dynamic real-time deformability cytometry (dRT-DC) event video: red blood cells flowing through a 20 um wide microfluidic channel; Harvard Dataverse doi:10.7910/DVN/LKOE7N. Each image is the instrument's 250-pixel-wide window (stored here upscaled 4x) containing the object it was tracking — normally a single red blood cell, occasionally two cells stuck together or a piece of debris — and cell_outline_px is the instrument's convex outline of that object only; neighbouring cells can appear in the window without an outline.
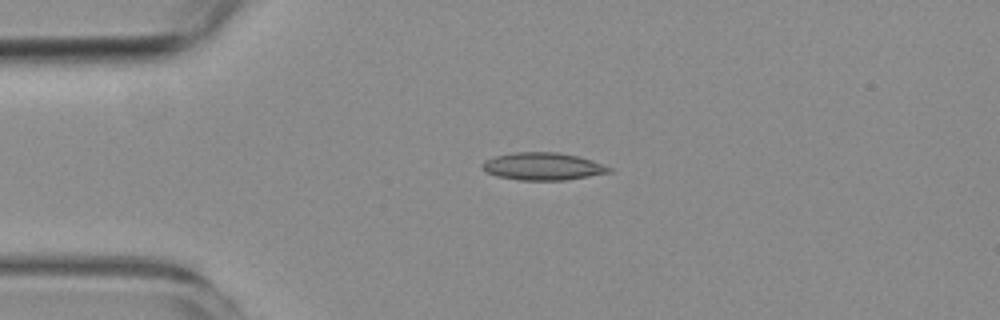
{"species": "common noctule bat (a hibernating species)", "species_latin": "Nyctalus noctula", "temperature_condition": "room temperature", "stored_images_in_passage": 4, "camera_frame_rate_fps": 3000, "um_per_image_px": 0.085, "animal": {"sex": "female", "body_mass_g": 19.3, "forearm_length_mm": 54.1}, "frame": {"image": 1, "passage_image": 2, "time_ms": 1.333, "image_size_px": [1000, 320], "cell_outline_px": [[612, 172], [564, 180], [520, 180], [496, 176], [488, 172], [480, 164], [484, 160], [496, 156], [512, 152], [556, 152], [576, 156], [592, 160], [612, 168]], "centroid_in_image_um": [46.13, 14.14], "position_along_channel_um": 38.9, "area_um2": 20.17}}
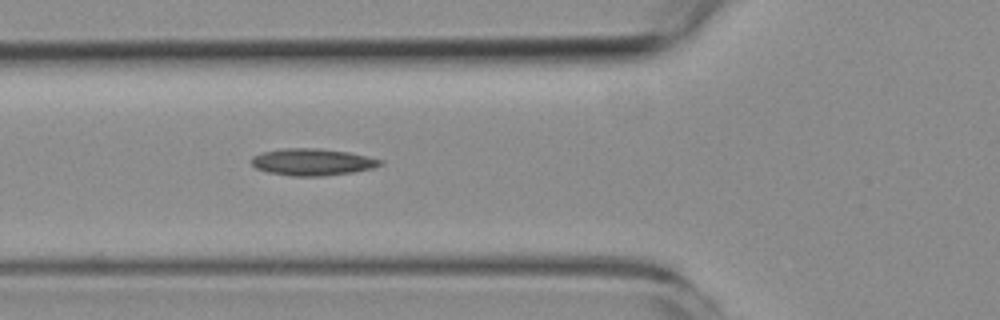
{"frame": {"image": 2, "passage_image": 4, "time_ms": 3.667, "image_size_px": [1000, 320], "cell_outline_px": [[384, 164], [372, 168], [352, 172], [320, 176], [292, 176], [268, 172], [256, 168], [252, 164], [252, 156], [264, 152], [284, 148], [316, 148], [348, 152], [368, 156], [384, 160]], "centroid_in_image_um": [26.58, 13.77], "position_along_channel_um": 99.2, "area_um2": 20.06}}